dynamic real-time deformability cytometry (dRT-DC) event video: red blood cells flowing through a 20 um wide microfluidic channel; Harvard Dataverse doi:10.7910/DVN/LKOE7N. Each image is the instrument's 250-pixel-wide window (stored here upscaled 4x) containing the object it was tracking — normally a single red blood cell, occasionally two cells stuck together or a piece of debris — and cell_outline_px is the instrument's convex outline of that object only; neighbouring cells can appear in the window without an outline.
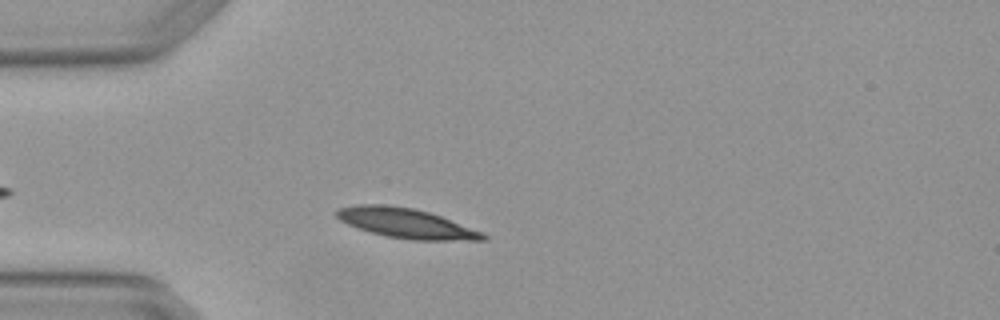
{"species": "Egyptian fruit bat (a non-hibernating species)", "species_latin": "Rousettus aegyptiacus", "temperature_condition": "warm", "stored_images_in_passage": 2, "camera_frame_rate_fps": 3000, "um_per_image_px": 0.085, "animal": {"sex": "female"}, "frame": {"image": 1, "passage_image": 2, "time_ms": 0.333, "image_size_px": [1000, 320], "cell_outline_px": [[488, 240], [412, 240], [388, 236], [356, 228], [340, 220], [336, 216], [336, 208], [356, 204], [388, 204], [412, 208], [428, 212], [440, 216], [484, 232], [488, 236]], "centroid_in_image_um": [34.51, 18.97], "position_along_channel_um": 50.5, "area_um2": 25.43}}